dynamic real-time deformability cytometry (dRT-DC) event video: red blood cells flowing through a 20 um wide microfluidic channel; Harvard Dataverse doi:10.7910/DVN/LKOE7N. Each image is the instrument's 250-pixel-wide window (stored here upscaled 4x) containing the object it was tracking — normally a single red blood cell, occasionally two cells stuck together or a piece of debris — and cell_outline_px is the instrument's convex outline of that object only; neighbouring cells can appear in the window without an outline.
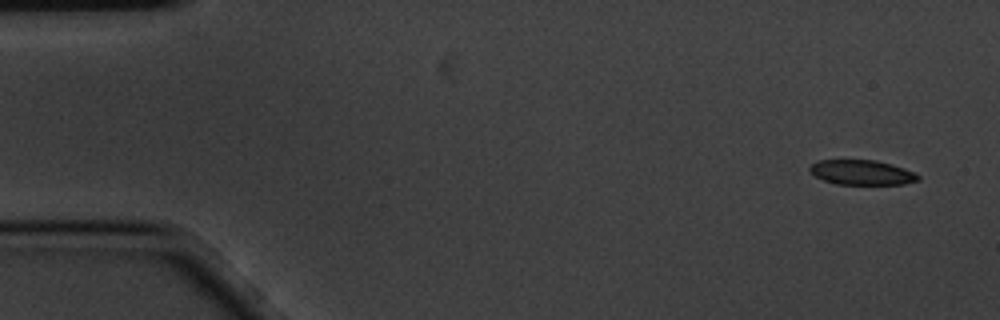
{"species": "common noctule bat (a hibernating species)", "species_latin": "Nyctalus noctula", "temperature_condition": "cold", "stored_images_in_passage": 4, "camera_frame_rate_fps": 3000, "um_per_image_px": 0.085, "animal": {"sex": "male", "body_mass_g": 20.1, "forearm_length_mm": 53.5}, "frame": {"image": 1, "passage_image": 1, "time_ms": 0.0, "image_size_px": [1000, 320], "cell_outline_px": [[920, 180], [904, 184], [836, 184], [824, 180], [808, 172], [808, 168], [816, 160], [876, 160], [892, 164], [904, 168], [920, 176]], "centroid_in_image_um": [73.23, 14.65], "position_along_channel_um": 11.8, "area_um2": 15.72}}
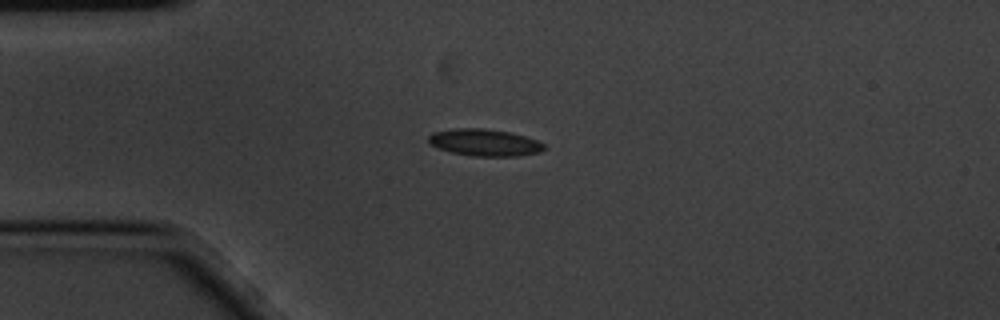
{"frame": {"image": 2, "passage_image": 4, "time_ms": 1.0, "image_size_px": [1000, 320], "cell_outline_px": [[544, 148], [540, 152], [516, 156], [472, 156], [452, 152], [428, 144], [428, 136], [432, 132], [456, 128], [484, 128], [512, 132], [536, 140], [544, 144]], "centroid_in_image_um": [41.16, 12.1], "position_along_channel_um": 43.8, "area_um2": 18.15}}